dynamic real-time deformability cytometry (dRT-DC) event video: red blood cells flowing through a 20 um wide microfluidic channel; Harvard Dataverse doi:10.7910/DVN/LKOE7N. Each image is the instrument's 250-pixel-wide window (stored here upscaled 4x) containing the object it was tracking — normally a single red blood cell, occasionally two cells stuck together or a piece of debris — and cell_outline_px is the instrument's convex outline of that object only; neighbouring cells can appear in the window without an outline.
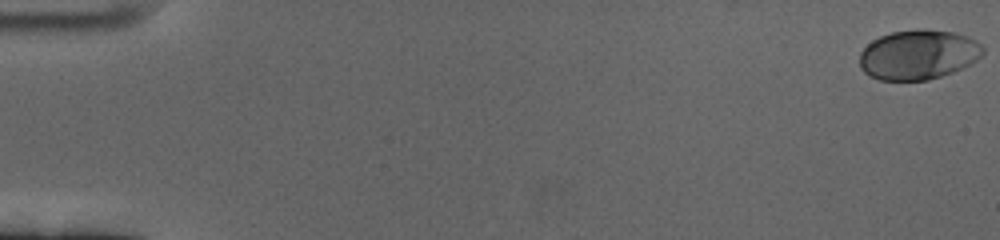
{"species": "human", "species_latin": "Homo sapiens", "temperature_condition": "cold", "stored_images_in_passage": 61, "camera_frame_rate_fps": 3000, "um_per_image_px": 0.085, "donor": {"sex": "female"}, "frame": {"image": 1, "passage_image": 1, "time_ms": 0.0, "image_size_px": [1000, 240], "cell_outline_px": [[984, 52], [972, 64], [952, 72], [928, 80], [880, 80], [868, 76], [860, 68], [860, 52], [872, 40], [880, 36], [892, 32], [920, 28], [924, 28], [956, 32], [968, 36], [976, 40], [984, 48]], "centroid_in_image_um": [78.06, 4.63], "position_along_channel_um": 6.9, "area_um2": 36.07}}
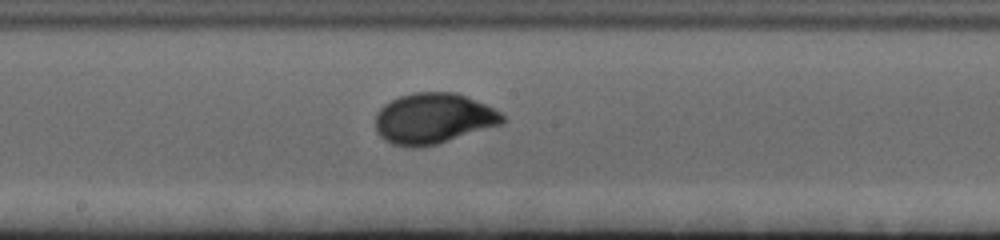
{"frame": {"image": 2, "passage_image": 34, "time_ms": 11.0, "image_size_px": [1000, 240], "cell_outline_px": [[504, 124], [436, 144], [412, 148], [392, 144], [384, 140], [376, 132], [376, 112], [384, 104], [400, 96], [412, 92], [456, 92], [484, 104], [500, 112], [504, 116]], "centroid_in_image_um": [36.82, 10.07], "position_along_channel_um": 211.4, "area_um2": 37.51}}
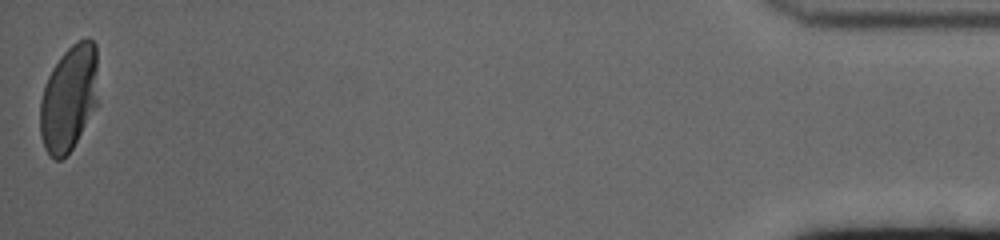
{"frame": {"image": 3, "passage_image": 61, "time_ms": 20.0, "image_size_px": [1000, 240], "cell_outline_px": [[96, 108], [72, 148], [60, 160], [56, 160], [44, 148], [40, 136], [40, 100], [48, 76], [52, 68], [60, 56], [72, 44], [88, 36], [96, 44]], "centroid_in_image_um": [5.84, 8.33], "position_along_channel_um": 429.4, "area_um2": 35.6}, "authors_computed_cell_mechanics": {"area_um2": 35.6048, "velocity_mm_per_s": 3.3759, "shape_relaxation_time_tau1_ms": 2.8207, "shape_relaxation_time_tau2_ms": null, "deformation_change_tau1": 0.164, "deformation_change_tau2": null}}